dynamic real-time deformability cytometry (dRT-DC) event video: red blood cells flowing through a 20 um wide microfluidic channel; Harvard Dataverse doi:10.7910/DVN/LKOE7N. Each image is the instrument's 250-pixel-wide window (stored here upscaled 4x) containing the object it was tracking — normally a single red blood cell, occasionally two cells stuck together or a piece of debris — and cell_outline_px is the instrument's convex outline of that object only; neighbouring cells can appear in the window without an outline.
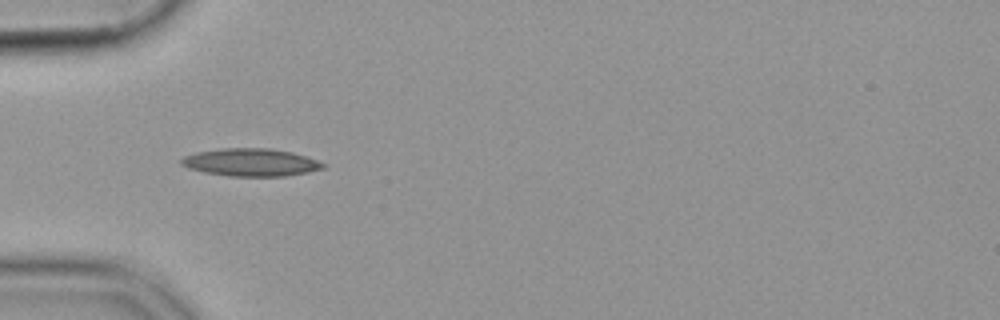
{"species": "common noctule bat (a hibernating species)", "species_latin": "Nyctalus noctula", "temperature_condition": "cold", "stored_images_in_passage": 38, "camera_frame_rate_fps": 3000, "um_per_image_px": 0.085, "animal": {"sex": "female", "body_mass_g": 19.9}, "frame": {"image": 1, "passage_image": 1, "time_ms": 0.0, "image_size_px": [1000, 320], "cell_outline_px": [[324, 168], [308, 172], [284, 176], [228, 176], [204, 172], [188, 168], [180, 164], [180, 160], [184, 156], [196, 152], [224, 148], [268, 148], [292, 152], [316, 160], [324, 164]], "centroid_in_image_um": [21.28, 13.8], "position_along_channel_um": 63.7, "area_um2": 22.72}}
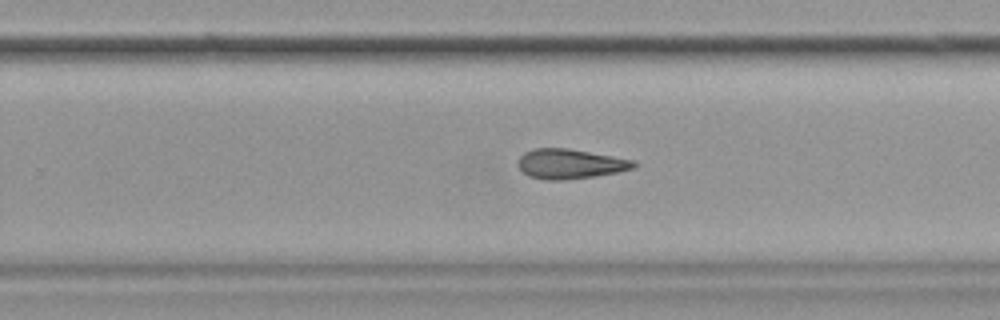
{"frame": {"image": 2, "passage_image": 19, "time_ms": 6.0, "image_size_px": [1000, 320], "cell_outline_px": [[636, 168], [616, 172], [592, 176], [560, 180], [548, 180], [528, 176], [516, 164], [520, 156], [524, 152], [532, 148], [568, 148], [636, 160]], "centroid_in_image_um": [48.45, 13.91], "position_along_channel_um": 281.4, "area_um2": 20.06}}
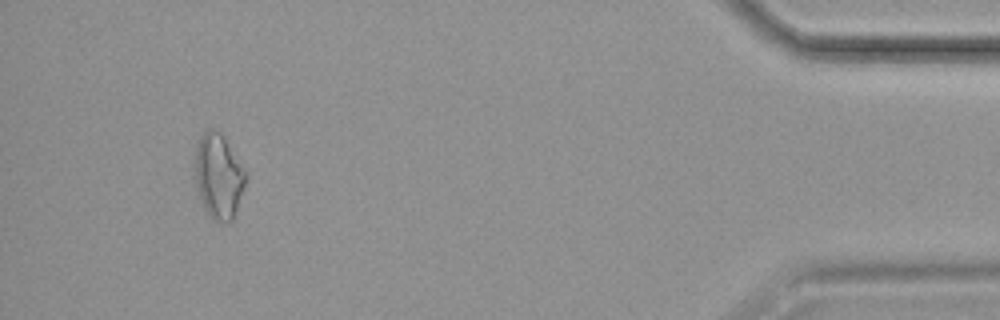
{"frame": {"image": 3, "passage_image": 35, "time_ms": 11.333, "image_size_px": [1000, 320], "cell_outline_px": [[248, 176], [244, 188], [232, 220], [228, 224], [212, 220], [208, 216], [204, 208], [196, 188], [196, 148], [200, 136], [208, 128], [212, 128], [220, 132], [224, 136], [244, 168]], "centroid_in_image_um": [18.59, 14.99], "position_along_channel_um": 416.6, "area_um2": 25.14}}